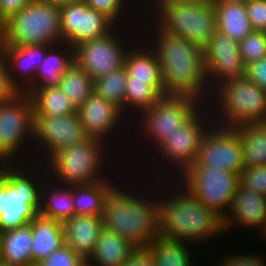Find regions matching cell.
I'll list each match as a JSON object with an SVG mask.
<instances>
[{
  "label": "cell",
  "mask_w": 266,
  "mask_h": 266,
  "mask_svg": "<svg viewBox=\"0 0 266 266\" xmlns=\"http://www.w3.org/2000/svg\"><path fill=\"white\" fill-rule=\"evenodd\" d=\"M239 45L242 60L247 67L266 57V32L253 30Z\"/></svg>",
  "instance_id": "8d00e7d4"
},
{
  "label": "cell",
  "mask_w": 266,
  "mask_h": 266,
  "mask_svg": "<svg viewBox=\"0 0 266 266\" xmlns=\"http://www.w3.org/2000/svg\"><path fill=\"white\" fill-rule=\"evenodd\" d=\"M121 27L122 26H116L107 35L94 40L82 42L73 48L74 62L82 67L93 80L123 67L127 51L131 48L134 42H137V39H139V33L141 30L138 25L135 27L125 26V28L123 26V29ZM136 27H138L139 30L136 29ZM131 31L132 34L134 33V37H132L133 35L129 36ZM127 32L129 34H127ZM136 32L138 36L135 34ZM128 36L132 38V40Z\"/></svg>",
  "instance_id": "7c38bea8"
},
{
  "label": "cell",
  "mask_w": 266,
  "mask_h": 266,
  "mask_svg": "<svg viewBox=\"0 0 266 266\" xmlns=\"http://www.w3.org/2000/svg\"><path fill=\"white\" fill-rule=\"evenodd\" d=\"M130 179L127 182L121 180L122 183L118 179L119 184L107 197L102 216L103 227L125 238L135 249H147L159 236L158 180L146 178L141 182V176L138 177L140 180L137 177L133 178L136 181ZM129 181H133V185Z\"/></svg>",
  "instance_id": "7a4b0ae2"
},
{
  "label": "cell",
  "mask_w": 266,
  "mask_h": 266,
  "mask_svg": "<svg viewBox=\"0 0 266 266\" xmlns=\"http://www.w3.org/2000/svg\"><path fill=\"white\" fill-rule=\"evenodd\" d=\"M74 62V49L68 43L52 45L36 71L35 84L30 89L58 86L64 72Z\"/></svg>",
  "instance_id": "d4e9b609"
},
{
  "label": "cell",
  "mask_w": 266,
  "mask_h": 266,
  "mask_svg": "<svg viewBox=\"0 0 266 266\" xmlns=\"http://www.w3.org/2000/svg\"><path fill=\"white\" fill-rule=\"evenodd\" d=\"M0 266H14V265H8V264L0 263Z\"/></svg>",
  "instance_id": "11a10c76"
},
{
  "label": "cell",
  "mask_w": 266,
  "mask_h": 266,
  "mask_svg": "<svg viewBox=\"0 0 266 266\" xmlns=\"http://www.w3.org/2000/svg\"><path fill=\"white\" fill-rule=\"evenodd\" d=\"M245 5L252 30L266 32V0H251Z\"/></svg>",
  "instance_id": "60d3db41"
},
{
  "label": "cell",
  "mask_w": 266,
  "mask_h": 266,
  "mask_svg": "<svg viewBox=\"0 0 266 266\" xmlns=\"http://www.w3.org/2000/svg\"><path fill=\"white\" fill-rule=\"evenodd\" d=\"M127 69L125 66L94 80V93L118 106L124 114L125 85Z\"/></svg>",
  "instance_id": "d590c367"
},
{
  "label": "cell",
  "mask_w": 266,
  "mask_h": 266,
  "mask_svg": "<svg viewBox=\"0 0 266 266\" xmlns=\"http://www.w3.org/2000/svg\"><path fill=\"white\" fill-rule=\"evenodd\" d=\"M217 30L240 43L253 30L244 3L214 0Z\"/></svg>",
  "instance_id": "83f0119b"
},
{
  "label": "cell",
  "mask_w": 266,
  "mask_h": 266,
  "mask_svg": "<svg viewBox=\"0 0 266 266\" xmlns=\"http://www.w3.org/2000/svg\"><path fill=\"white\" fill-rule=\"evenodd\" d=\"M88 138L78 112L65 116L34 115V162L44 163L53 153Z\"/></svg>",
  "instance_id": "5bb4252c"
},
{
  "label": "cell",
  "mask_w": 266,
  "mask_h": 266,
  "mask_svg": "<svg viewBox=\"0 0 266 266\" xmlns=\"http://www.w3.org/2000/svg\"><path fill=\"white\" fill-rule=\"evenodd\" d=\"M58 86L77 109L94 93V80L76 62L64 72Z\"/></svg>",
  "instance_id": "d6a6232c"
},
{
  "label": "cell",
  "mask_w": 266,
  "mask_h": 266,
  "mask_svg": "<svg viewBox=\"0 0 266 266\" xmlns=\"http://www.w3.org/2000/svg\"><path fill=\"white\" fill-rule=\"evenodd\" d=\"M2 174V163H0V176Z\"/></svg>",
  "instance_id": "9f6ffc18"
},
{
  "label": "cell",
  "mask_w": 266,
  "mask_h": 266,
  "mask_svg": "<svg viewBox=\"0 0 266 266\" xmlns=\"http://www.w3.org/2000/svg\"><path fill=\"white\" fill-rule=\"evenodd\" d=\"M214 0H147L146 2H182V3H194V4H206L213 3Z\"/></svg>",
  "instance_id": "bcb514c9"
},
{
  "label": "cell",
  "mask_w": 266,
  "mask_h": 266,
  "mask_svg": "<svg viewBox=\"0 0 266 266\" xmlns=\"http://www.w3.org/2000/svg\"><path fill=\"white\" fill-rule=\"evenodd\" d=\"M41 1H45L48 3L54 4L57 7H62L64 5L75 3V2H78L80 0H41Z\"/></svg>",
  "instance_id": "7dc6e473"
},
{
  "label": "cell",
  "mask_w": 266,
  "mask_h": 266,
  "mask_svg": "<svg viewBox=\"0 0 266 266\" xmlns=\"http://www.w3.org/2000/svg\"><path fill=\"white\" fill-rule=\"evenodd\" d=\"M246 76L266 91V57L247 66Z\"/></svg>",
  "instance_id": "7bdbcfd3"
},
{
  "label": "cell",
  "mask_w": 266,
  "mask_h": 266,
  "mask_svg": "<svg viewBox=\"0 0 266 266\" xmlns=\"http://www.w3.org/2000/svg\"><path fill=\"white\" fill-rule=\"evenodd\" d=\"M140 19L139 27L143 32L140 37L154 51L160 64L164 96H191L208 105L212 93L207 81L204 49L162 31L148 17Z\"/></svg>",
  "instance_id": "6da1fadb"
},
{
  "label": "cell",
  "mask_w": 266,
  "mask_h": 266,
  "mask_svg": "<svg viewBox=\"0 0 266 266\" xmlns=\"http://www.w3.org/2000/svg\"><path fill=\"white\" fill-rule=\"evenodd\" d=\"M135 250L125 238L103 229L88 260L94 266H124Z\"/></svg>",
  "instance_id": "f1b7e54d"
},
{
  "label": "cell",
  "mask_w": 266,
  "mask_h": 266,
  "mask_svg": "<svg viewBox=\"0 0 266 266\" xmlns=\"http://www.w3.org/2000/svg\"><path fill=\"white\" fill-rule=\"evenodd\" d=\"M33 0H0V25Z\"/></svg>",
  "instance_id": "ee69618b"
},
{
  "label": "cell",
  "mask_w": 266,
  "mask_h": 266,
  "mask_svg": "<svg viewBox=\"0 0 266 266\" xmlns=\"http://www.w3.org/2000/svg\"><path fill=\"white\" fill-rule=\"evenodd\" d=\"M62 42L72 48L110 33L117 25L83 0L60 7Z\"/></svg>",
  "instance_id": "2e32d148"
},
{
  "label": "cell",
  "mask_w": 266,
  "mask_h": 266,
  "mask_svg": "<svg viewBox=\"0 0 266 266\" xmlns=\"http://www.w3.org/2000/svg\"><path fill=\"white\" fill-rule=\"evenodd\" d=\"M236 128L239 131L244 168L266 165V122H246Z\"/></svg>",
  "instance_id": "f546056e"
},
{
  "label": "cell",
  "mask_w": 266,
  "mask_h": 266,
  "mask_svg": "<svg viewBox=\"0 0 266 266\" xmlns=\"http://www.w3.org/2000/svg\"><path fill=\"white\" fill-rule=\"evenodd\" d=\"M223 223L226 235L237 227L259 231L260 235L266 225V197L239 186Z\"/></svg>",
  "instance_id": "ffe728a7"
},
{
  "label": "cell",
  "mask_w": 266,
  "mask_h": 266,
  "mask_svg": "<svg viewBox=\"0 0 266 266\" xmlns=\"http://www.w3.org/2000/svg\"><path fill=\"white\" fill-rule=\"evenodd\" d=\"M0 53H1V25H0Z\"/></svg>",
  "instance_id": "db71d44e"
},
{
  "label": "cell",
  "mask_w": 266,
  "mask_h": 266,
  "mask_svg": "<svg viewBox=\"0 0 266 266\" xmlns=\"http://www.w3.org/2000/svg\"><path fill=\"white\" fill-rule=\"evenodd\" d=\"M139 2V4L142 6L147 0H136Z\"/></svg>",
  "instance_id": "816d5d0a"
},
{
  "label": "cell",
  "mask_w": 266,
  "mask_h": 266,
  "mask_svg": "<svg viewBox=\"0 0 266 266\" xmlns=\"http://www.w3.org/2000/svg\"><path fill=\"white\" fill-rule=\"evenodd\" d=\"M33 137L34 103L31 95L20 92L11 100L0 103V163L34 162Z\"/></svg>",
  "instance_id": "9c48e42d"
},
{
  "label": "cell",
  "mask_w": 266,
  "mask_h": 266,
  "mask_svg": "<svg viewBox=\"0 0 266 266\" xmlns=\"http://www.w3.org/2000/svg\"><path fill=\"white\" fill-rule=\"evenodd\" d=\"M213 117L214 116L210 107L208 105H203L183 126H181V128L177 130V132L171 136H166V138L156 148H154L153 153L155 155L153 153L151 154V152L148 153V155L150 154L153 158L149 155L148 160L146 158H144L145 160L142 158L139 160V162L141 160L145 162L144 166L146 165L145 167H147L149 171L152 169V174L148 170L145 171V169L142 171L140 170V172H142L141 174L139 171L135 174L138 173L143 176L142 180H144L146 176L151 180L177 179L195 162L203 137L214 123ZM154 160L157 163L155 164V167L153 164ZM146 162L150 166L153 165L152 168H148ZM156 167L157 171L155 170ZM145 172H147V175ZM148 174L151 175L149 176Z\"/></svg>",
  "instance_id": "5b68a950"
},
{
  "label": "cell",
  "mask_w": 266,
  "mask_h": 266,
  "mask_svg": "<svg viewBox=\"0 0 266 266\" xmlns=\"http://www.w3.org/2000/svg\"><path fill=\"white\" fill-rule=\"evenodd\" d=\"M34 103V115L65 116L77 112L70 98L59 86L29 89Z\"/></svg>",
  "instance_id": "1f68e13d"
},
{
  "label": "cell",
  "mask_w": 266,
  "mask_h": 266,
  "mask_svg": "<svg viewBox=\"0 0 266 266\" xmlns=\"http://www.w3.org/2000/svg\"><path fill=\"white\" fill-rule=\"evenodd\" d=\"M207 81L212 93L226 81L246 76L240 45L227 34L215 31L204 48Z\"/></svg>",
  "instance_id": "e0dca14e"
},
{
  "label": "cell",
  "mask_w": 266,
  "mask_h": 266,
  "mask_svg": "<svg viewBox=\"0 0 266 266\" xmlns=\"http://www.w3.org/2000/svg\"><path fill=\"white\" fill-rule=\"evenodd\" d=\"M82 259V257L65 244L40 263L43 266H77Z\"/></svg>",
  "instance_id": "ab89813d"
},
{
  "label": "cell",
  "mask_w": 266,
  "mask_h": 266,
  "mask_svg": "<svg viewBox=\"0 0 266 266\" xmlns=\"http://www.w3.org/2000/svg\"><path fill=\"white\" fill-rule=\"evenodd\" d=\"M124 266H156L148 249H136Z\"/></svg>",
  "instance_id": "f6af8a7d"
},
{
  "label": "cell",
  "mask_w": 266,
  "mask_h": 266,
  "mask_svg": "<svg viewBox=\"0 0 266 266\" xmlns=\"http://www.w3.org/2000/svg\"><path fill=\"white\" fill-rule=\"evenodd\" d=\"M239 186L253 190L266 197V165L244 168L240 174Z\"/></svg>",
  "instance_id": "74e56055"
},
{
  "label": "cell",
  "mask_w": 266,
  "mask_h": 266,
  "mask_svg": "<svg viewBox=\"0 0 266 266\" xmlns=\"http://www.w3.org/2000/svg\"><path fill=\"white\" fill-rule=\"evenodd\" d=\"M141 10L142 17L151 18L162 31L182 37L202 49L217 30L213 3L145 2Z\"/></svg>",
  "instance_id": "52a82bcc"
},
{
  "label": "cell",
  "mask_w": 266,
  "mask_h": 266,
  "mask_svg": "<svg viewBox=\"0 0 266 266\" xmlns=\"http://www.w3.org/2000/svg\"><path fill=\"white\" fill-rule=\"evenodd\" d=\"M114 172L115 176H112V179L110 177L91 184L72 187L75 215L103 216L106 199L119 183L116 181L117 178L123 179L122 175L117 176L119 173H116V170Z\"/></svg>",
  "instance_id": "603a6c76"
},
{
  "label": "cell",
  "mask_w": 266,
  "mask_h": 266,
  "mask_svg": "<svg viewBox=\"0 0 266 266\" xmlns=\"http://www.w3.org/2000/svg\"><path fill=\"white\" fill-rule=\"evenodd\" d=\"M195 163L204 167H221L240 175L244 164L237 128L213 123L203 137Z\"/></svg>",
  "instance_id": "9a60e30c"
},
{
  "label": "cell",
  "mask_w": 266,
  "mask_h": 266,
  "mask_svg": "<svg viewBox=\"0 0 266 266\" xmlns=\"http://www.w3.org/2000/svg\"><path fill=\"white\" fill-rule=\"evenodd\" d=\"M220 1H226V2H239V3H244L247 4L251 0H220Z\"/></svg>",
  "instance_id": "681fc988"
},
{
  "label": "cell",
  "mask_w": 266,
  "mask_h": 266,
  "mask_svg": "<svg viewBox=\"0 0 266 266\" xmlns=\"http://www.w3.org/2000/svg\"><path fill=\"white\" fill-rule=\"evenodd\" d=\"M193 247L196 250L193 244L158 236L147 249L154 257L156 266H194V254L190 252Z\"/></svg>",
  "instance_id": "4dcf8cb0"
},
{
  "label": "cell",
  "mask_w": 266,
  "mask_h": 266,
  "mask_svg": "<svg viewBox=\"0 0 266 266\" xmlns=\"http://www.w3.org/2000/svg\"><path fill=\"white\" fill-rule=\"evenodd\" d=\"M77 112L81 118L85 133L89 138L100 139L109 146L111 144L112 147V143L117 142L119 136H122L123 134L128 135V133H130V138L136 137V135H132V131H127V128L126 131L124 130V127L131 126L128 123H131V121L127 120L128 118H126V116L122 113L121 109L114 103L107 101L106 99L98 96L95 93H93L84 102V104L77 109ZM122 120H127V122H124ZM125 123H127L128 125L125 126ZM119 126L124 127L120 128ZM121 129H123L124 132L127 133H123ZM117 133L120 135H118ZM110 137L111 139H109ZM114 138L116 139V141H114Z\"/></svg>",
  "instance_id": "ac0fdd59"
},
{
  "label": "cell",
  "mask_w": 266,
  "mask_h": 266,
  "mask_svg": "<svg viewBox=\"0 0 266 266\" xmlns=\"http://www.w3.org/2000/svg\"><path fill=\"white\" fill-rule=\"evenodd\" d=\"M83 1L89 7L95 9L98 12L104 13L117 26H122V27L124 26L125 27L126 24H127L126 26H128V25L129 26L139 25V22L141 21L139 19L140 17H142V13L140 12L142 10H139V9H141V5L136 0L135 1L134 0H83ZM139 6H140V8H139ZM130 8H133V9H130ZM134 13H136V14H134ZM129 14H131V15H129ZM128 18L131 19V20H129ZM127 20H129V21H127ZM130 23H131V25H130Z\"/></svg>",
  "instance_id": "e575fe53"
},
{
  "label": "cell",
  "mask_w": 266,
  "mask_h": 266,
  "mask_svg": "<svg viewBox=\"0 0 266 266\" xmlns=\"http://www.w3.org/2000/svg\"><path fill=\"white\" fill-rule=\"evenodd\" d=\"M47 179L43 163L2 164L0 233L25 226L40 214L42 187Z\"/></svg>",
  "instance_id": "277c9868"
},
{
  "label": "cell",
  "mask_w": 266,
  "mask_h": 266,
  "mask_svg": "<svg viewBox=\"0 0 266 266\" xmlns=\"http://www.w3.org/2000/svg\"><path fill=\"white\" fill-rule=\"evenodd\" d=\"M33 263H40L66 244L63 224L38 215L31 221Z\"/></svg>",
  "instance_id": "cb8c5ba5"
},
{
  "label": "cell",
  "mask_w": 266,
  "mask_h": 266,
  "mask_svg": "<svg viewBox=\"0 0 266 266\" xmlns=\"http://www.w3.org/2000/svg\"><path fill=\"white\" fill-rule=\"evenodd\" d=\"M234 252L229 255L226 254L215 261V263H219L218 266H266V259L263 254L260 253H249V251L246 253H239ZM222 259V260H221Z\"/></svg>",
  "instance_id": "f35d334b"
},
{
  "label": "cell",
  "mask_w": 266,
  "mask_h": 266,
  "mask_svg": "<svg viewBox=\"0 0 266 266\" xmlns=\"http://www.w3.org/2000/svg\"><path fill=\"white\" fill-rule=\"evenodd\" d=\"M30 266H43L41 263H32Z\"/></svg>",
  "instance_id": "f5cc1de1"
},
{
  "label": "cell",
  "mask_w": 266,
  "mask_h": 266,
  "mask_svg": "<svg viewBox=\"0 0 266 266\" xmlns=\"http://www.w3.org/2000/svg\"><path fill=\"white\" fill-rule=\"evenodd\" d=\"M211 95L208 106L215 124L236 127L266 122V91L247 76L222 83Z\"/></svg>",
  "instance_id": "ba28073f"
},
{
  "label": "cell",
  "mask_w": 266,
  "mask_h": 266,
  "mask_svg": "<svg viewBox=\"0 0 266 266\" xmlns=\"http://www.w3.org/2000/svg\"><path fill=\"white\" fill-rule=\"evenodd\" d=\"M211 264H213V265H210V266H216V265H217L215 262L213 263V261H212ZM217 266H218V265H217Z\"/></svg>",
  "instance_id": "6f0895ef"
},
{
  "label": "cell",
  "mask_w": 266,
  "mask_h": 266,
  "mask_svg": "<svg viewBox=\"0 0 266 266\" xmlns=\"http://www.w3.org/2000/svg\"><path fill=\"white\" fill-rule=\"evenodd\" d=\"M125 86L124 115L131 122L163 97L149 82L126 81Z\"/></svg>",
  "instance_id": "836d02e7"
},
{
  "label": "cell",
  "mask_w": 266,
  "mask_h": 266,
  "mask_svg": "<svg viewBox=\"0 0 266 266\" xmlns=\"http://www.w3.org/2000/svg\"><path fill=\"white\" fill-rule=\"evenodd\" d=\"M158 189L159 236L199 245V248L226 236L223 218L198 201L176 179L158 180Z\"/></svg>",
  "instance_id": "3957f363"
},
{
  "label": "cell",
  "mask_w": 266,
  "mask_h": 266,
  "mask_svg": "<svg viewBox=\"0 0 266 266\" xmlns=\"http://www.w3.org/2000/svg\"><path fill=\"white\" fill-rule=\"evenodd\" d=\"M52 45H1L12 83L20 92H27L34 84L36 71Z\"/></svg>",
  "instance_id": "d6986e66"
},
{
  "label": "cell",
  "mask_w": 266,
  "mask_h": 266,
  "mask_svg": "<svg viewBox=\"0 0 266 266\" xmlns=\"http://www.w3.org/2000/svg\"><path fill=\"white\" fill-rule=\"evenodd\" d=\"M203 105L204 104L201 101L191 96L167 95L161 97L148 109L143 110L138 114V118L132 120V122H137V125L134 122H131L130 124L133 127L128 128L131 130L133 128V133L135 130L138 131L136 132V135H138L136 139L138 138L139 140L143 137L144 141L142 143H144V145L146 144L148 147L150 144L147 148L149 151L144 149V145L143 149L141 146L137 148L140 152L138 156H140V154L142 155L143 150L145 151L143 155L145 154V157L148 156L147 152H152L154 148L166 138V136H171L177 132V130L181 128V126H183ZM138 133H140V135Z\"/></svg>",
  "instance_id": "8fae6325"
},
{
  "label": "cell",
  "mask_w": 266,
  "mask_h": 266,
  "mask_svg": "<svg viewBox=\"0 0 266 266\" xmlns=\"http://www.w3.org/2000/svg\"><path fill=\"white\" fill-rule=\"evenodd\" d=\"M77 266H94L88 259H82Z\"/></svg>",
  "instance_id": "c3c4849f"
},
{
  "label": "cell",
  "mask_w": 266,
  "mask_h": 266,
  "mask_svg": "<svg viewBox=\"0 0 266 266\" xmlns=\"http://www.w3.org/2000/svg\"><path fill=\"white\" fill-rule=\"evenodd\" d=\"M176 180L224 219L239 187L240 175L221 167H204L194 162Z\"/></svg>",
  "instance_id": "4fadbf2b"
},
{
  "label": "cell",
  "mask_w": 266,
  "mask_h": 266,
  "mask_svg": "<svg viewBox=\"0 0 266 266\" xmlns=\"http://www.w3.org/2000/svg\"><path fill=\"white\" fill-rule=\"evenodd\" d=\"M60 43V7L45 1H31L1 24V45Z\"/></svg>",
  "instance_id": "30bf717a"
},
{
  "label": "cell",
  "mask_w": 266,
  "mask_h": 266,
  "mask_svg": "<svg viewBox=\"0 0 266 266\" xmlns=\"http://www.w3.org/2000/svg\"><path fill=\"white\" fill-rule=\"evenodd\" d=\"M20 91L12 83L6 61L0 53V103L14 98Z\"/></svg>",
  "instance_id": "b9f144b4"
},
{
  "label": "cell",
  "mask_w": 266,
  "mask_h": 266,
  "mask_svg": "<svg viewBox=\"0 0 266 266\" xmlns=\"http://www.w3.org/2000/svg\"><path fill=\"white\" fill-rule=\"evenodd\" d=\"M63 227L66 245L83 259H89L104 229L102 217L75 215L69 218Z\"/></svg>",
  "instance_id": "7402d4cb"
},
{
  "label": "cell",
  "mask_w": 266,
  "mask_h": 266,
  "mask_svg": "<svg viewBox=\"0 0 266 266\" xmlns=\"http://www.w3.org/2000/svg\"><path fill=\"white\" fill-rule=\"evenodd\" d=\"M109 147L100 139L88 138L80 144L68 146L53 153L43 163L48 178L57 184L69 187L109 179L114 175V173L112 174L114 169L110 165L112 162L110 153H117L113 147L111 152ZM107 158L110 159V162Z\"/></svg>",
  "instance_id": "8992f818"
},
{
  "label": "cell",
  "mask_w": 266,
  "mask_h": 266,
  "mask_svg": "<svg viewBox=\"0 0 266 266\" xmlns=\"http://www.w3.org/2000/svg\"><path fill=\"white\" fill-rule=\"evenodd\" d=\"M124 66L127 69L126 81L149 82V85L164 96L159 61L154 51L141 37L127 51Z\"/></svg>",
  "instance_id": "44dd1931"
},
{
  "label": "cell",
  "mask_w": 266,
  "mask_h": 266,
  "mask_svg": "<svg viewBox=\"0 0 266 266\" xmlns=\"http://www.w3.org/2000/svg\"><path fill=\"white\" fill-rule=\"evenodd\" d=\"M40 215L64 224L75 216L73 188L47 179L42 187Z\"/></svg>",
  "instance_id": "4316f807"
},
{
  "label": "cell",
  "mask_w": 266,
  "mask_h": 266,
  "mask_svg": "<svg viewBox=\"0 0 266 266\" xmlns=\"http://www.w3.org/2000/svg\"><path fill=\"white\" fill-rule=\"evenodd\" d=\"M260 236H261V239L266 240V225H265L264 231L258 237H260Z\"/></svg>",
  "instance_id": "f907efd6"
},
{
  "label": "cell",
  "mask_w": 266,
  "mask_h": 266,
  "mask_svg": "<svg viewBox=\"0 0 266 266\" xmlns=\"http://www.w3.org/2000/svg\"><path fill=\"white\" fill-rule=\"evenodd\" d=\"M31 223L0 233L1 263L14 266H30L32 256Z\"/></svg>",
  "instance_id": "484cf974"
}]
</instances>
